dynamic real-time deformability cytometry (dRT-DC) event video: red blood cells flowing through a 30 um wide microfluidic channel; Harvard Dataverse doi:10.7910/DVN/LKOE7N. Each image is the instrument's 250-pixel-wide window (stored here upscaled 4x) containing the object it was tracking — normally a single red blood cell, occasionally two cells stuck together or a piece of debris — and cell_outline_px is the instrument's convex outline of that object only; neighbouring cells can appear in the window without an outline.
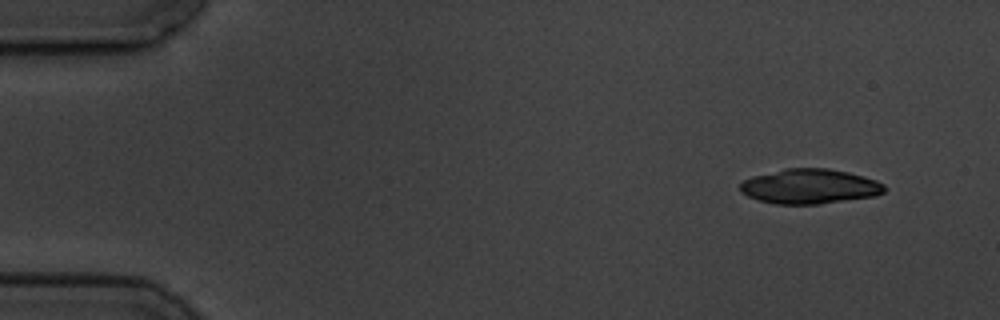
{"species": "common noctule bat (a hibernating species)", "species_latin": "Nyctalus noctula", "temperature_condition": "cold", "stored_images_in_passage": 9, "camera_frame_rate_fps": 3000, "um_per_image_px": 0.085, "animal": {"sex": "male", "body_mass_g": 19.5, "forearm_length_mm": 54.6}, "frame": {"image": 1, "passage_image": 1, "time_ms": 0.0, "image_size_px": [1000, 320], "cell_outline_px": [[888, 188], [884, 192], [876, 196], [820, 204], [776, 204], [760, 200], [748, 196], [740, 192], [740, 184], [744, 180], [752, 176], [784, 168], [828, 168], [848, 172], [864, 176], [876, 180], [884, 184]], "centroid_in_image_um": [68.85, 15.84], "position_along_channel_um": 16.1, "area_um2": 29.48}}
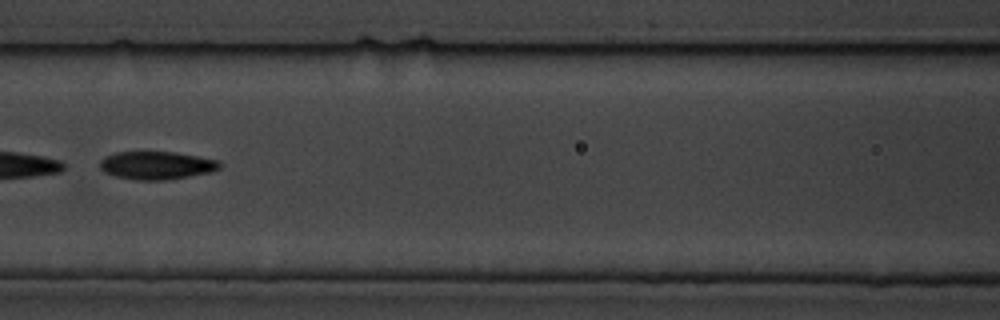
{"frame": {"image": 2, "passage_image": 7, "time_ms": 7.0, "image_size_px": [1000, 320], "cell_outline_px": [[220, 168], [212, 172], [168, 180], [140, 180], [116, 176], [104, 172], [100, 168], [100, 160], [104, 156], [116, 152], [176, 152], [216, 160], [220, 164]], "centroid_in_image_um": [13.29, 14.06], "position_along_channel_um": 153.3, "area_um2": 19.48}}
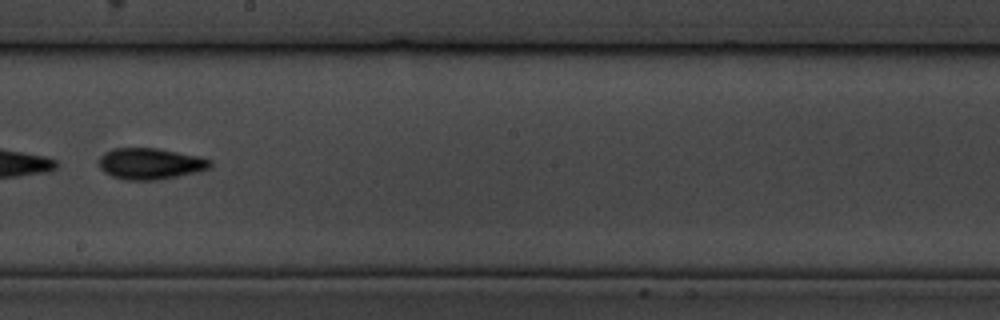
{"frame": {"image": 3, "passage_image": 9, "time_ms": 9.333, "image_size_px": [1000, 320], "cell_outline_px": [[212, 164], [208, 168], [196, 172], [156, 180], [124, 180], [112, 176], [104, 172], [100, 168], [100, 156], [104, 152], [112, 148], [156, 148], [200, 156], [212, 160]], "centroid_in_image_um": [12.76, 13.91], "position_along_channel_um": 235.4, "area_um2": 20.23}}